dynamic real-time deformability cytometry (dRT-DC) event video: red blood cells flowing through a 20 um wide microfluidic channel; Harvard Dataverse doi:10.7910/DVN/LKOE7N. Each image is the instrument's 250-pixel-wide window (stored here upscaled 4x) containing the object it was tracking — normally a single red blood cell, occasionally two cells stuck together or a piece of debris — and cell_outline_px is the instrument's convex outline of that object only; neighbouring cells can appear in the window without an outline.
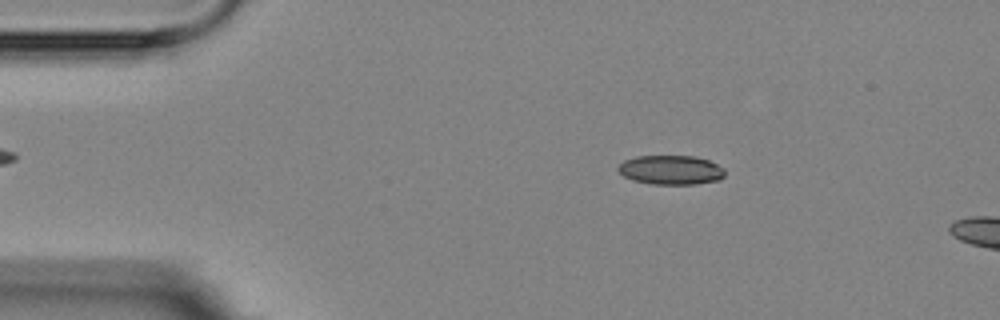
{"species": "Egyptian fruit bat (a non-hibernating species)", "species_latin": "Rousettus aegyptiacus", "temperature_condition": "room temperature", "stored_images_in_passage": 3, "camera_frame_rate_fps": 3000, "um_per_image_px": 0.085, "animal": {"sex": "female"}, "frame": {"image": 1, "passage_image": 1, "time_ms": 0.0, "image_size_px": [1000, 320], "cell_outline_px": [[724, 176], [720, 180], [696, 184], [652, 184], [632, 180], [624, 176], [616, 168], [624, 160], [636, 156], [696, 156], [708, 160], [724, 168]], "centroid_in_image_um": [57.03, 14.44], "position_along_channel_um": 28.0, "area_um2": 18.26}}